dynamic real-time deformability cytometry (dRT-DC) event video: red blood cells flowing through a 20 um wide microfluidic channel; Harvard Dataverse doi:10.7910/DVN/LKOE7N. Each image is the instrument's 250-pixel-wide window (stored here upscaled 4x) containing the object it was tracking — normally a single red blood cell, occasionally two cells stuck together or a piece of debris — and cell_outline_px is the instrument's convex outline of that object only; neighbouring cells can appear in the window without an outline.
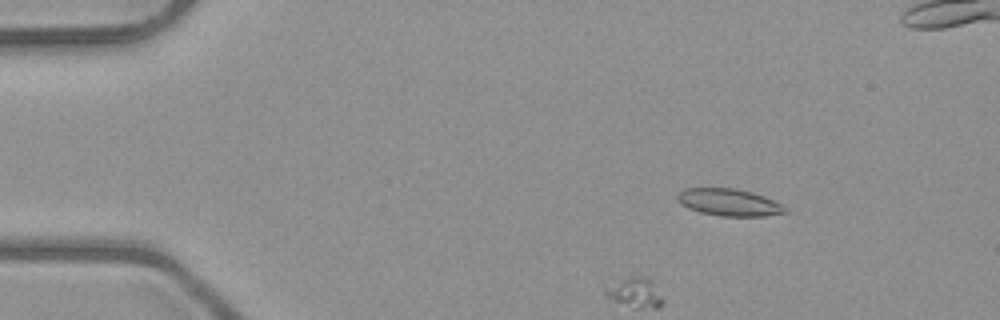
{"species": "common noctule bat (a hibernating species)", "species_latin": "Nyctalus noctula", "temperature_condition": "room temperature", "stored_images_in_passage": 48, "camera_frame_rate_fps": 3000, "um_per_image_px": 0.085, "animal": {"sex": "male", "body_mass_g": 23.1, "forearm_length_mm": 52.7}, "frame": {"image": 1, "passage_image": 3, "time_ms": 0.667, "image_size_px": [1000, 320], "cell_outline_px": [[792, 212], [764, 216], [720, 216], [700, 212], [688, 208], [680, 204], [676, 200], [676, 192], [684, 188], [736, 188], [752, 192], [764, 196], [788, 208]], "centroid_in_image_um": [61.95, 17.2], "position_along_channel_um": 23.1, "area_um2": 17.34}}
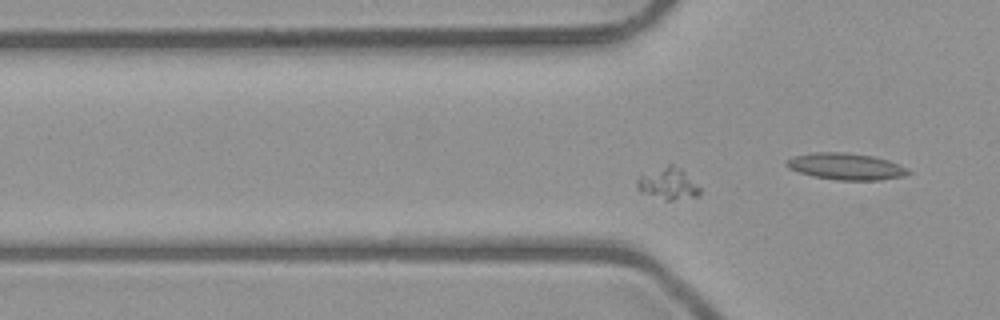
{"frame": {"image": 2, "passage_image": 11, "time_ms": 3.333, "image_size_px": [1000, 320], "cell_outline_px": [[700, 192], [696, 196], [672, 200], [664, 200], [640, 192], [636, 188], [636, 176], [668, 164], [672, 164], [680, 168], [700, 188]], "centroid_in_image_um": [56.7, 15.61], "position_along_channel_um": 69.1, "area_um2": 11.62}}
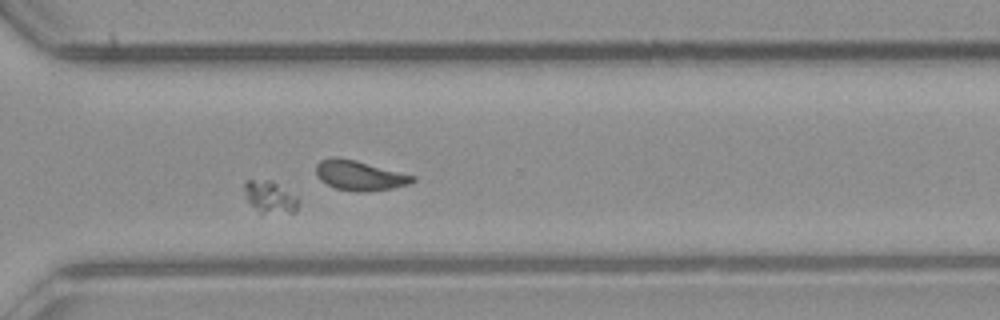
{"frame": {"image": 3, "passage_image": 33, "time_ms": 10.667, "image_size_px": [1000, 320], "cell_outline_px": [[300, 200], [296, 212], [260, 216], [244, 196], [244, 180], [272, 180], [296, 196]], "centroid_in_image_um": [22.93, 16.81], "position_along_channel_um": 347.7, "area_um2": 10.69}}